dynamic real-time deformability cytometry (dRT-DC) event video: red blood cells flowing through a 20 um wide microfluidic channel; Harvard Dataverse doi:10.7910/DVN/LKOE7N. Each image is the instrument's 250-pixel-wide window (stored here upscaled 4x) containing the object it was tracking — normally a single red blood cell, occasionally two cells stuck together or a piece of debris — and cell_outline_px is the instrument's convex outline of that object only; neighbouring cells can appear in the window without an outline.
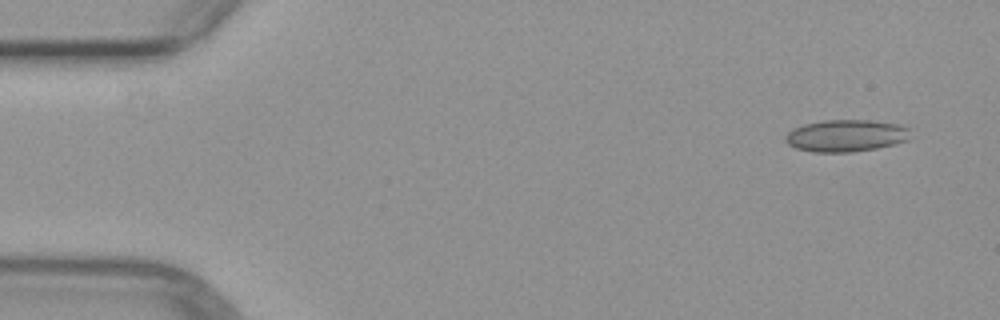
{"species": "common noctule bat (a hibernating species)", "species_latin": "Nyctalus noctula", "temperature_condition": "warm", "stored_images_in_passage": 3, "camera_frame_rate_fps": 3000, "um_per_image_px": 0.085, "animal": {"sex": "female", "body_mass_g": 29.2, "forearm_length_mm": 56.3}, "frame": {"image": 1, "passage_image": 1, "time_ms": 0.0, "image_size_px": [1000, 320], "cell_outline_px": [[908, 140], [876, 148], [852, 152], [812, 152], [796, 148], [788, 144], [784, 140], [784, 136], [792, 128], [804, 124], [824, 120], [868, 120], [896, 124], [908, 128]], "centroid_in_image_um": [71.83, 11.53], "position_along_channel_um": 13.2, "area_um2": 23.18}}